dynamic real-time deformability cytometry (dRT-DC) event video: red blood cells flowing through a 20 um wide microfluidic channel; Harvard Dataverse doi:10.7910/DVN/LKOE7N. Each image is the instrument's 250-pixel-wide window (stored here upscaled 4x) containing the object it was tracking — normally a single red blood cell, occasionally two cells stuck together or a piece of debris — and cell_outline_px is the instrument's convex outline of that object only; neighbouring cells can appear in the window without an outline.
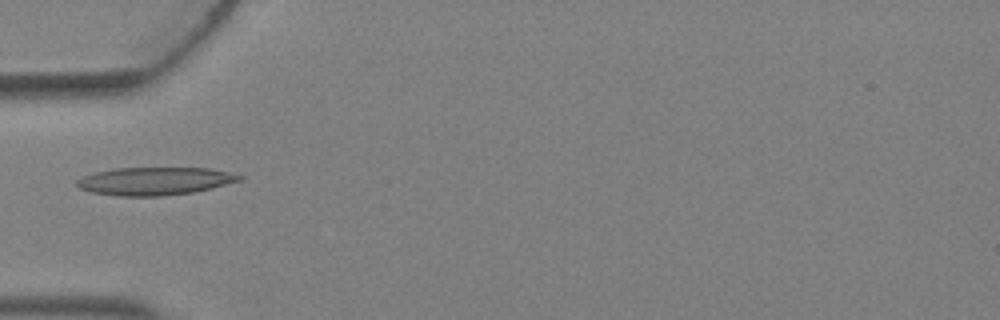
{"species": "Egyptian fruit bat (a non-hibernating species)", "species_latin": "Rousettus aegyptiacus", "temperature_condition": "warm", "stored_images_in_passage": 2, "camera_frame_rate_fps": 3000, "um_per_image_px": 0.085, "animal": {"sex": "female"}, "frame": {"image": 1, "passage_image": 2, "time_ms": 0.333, "image_size_px": [1000, 320], "cell_outline_px": [[244, 176], [240, 180], [212, 188], [192, 192], [160, 196], [120, 196], [92, 192], [80, 188], [76, 184], [76, 180], [84, 176], [96, 172], [116, 168], [212, 168]], "centroid_in_image_um": [13.16, 15.39], "position_along_channel_um": 71.8, "area_um2": 26.18}}